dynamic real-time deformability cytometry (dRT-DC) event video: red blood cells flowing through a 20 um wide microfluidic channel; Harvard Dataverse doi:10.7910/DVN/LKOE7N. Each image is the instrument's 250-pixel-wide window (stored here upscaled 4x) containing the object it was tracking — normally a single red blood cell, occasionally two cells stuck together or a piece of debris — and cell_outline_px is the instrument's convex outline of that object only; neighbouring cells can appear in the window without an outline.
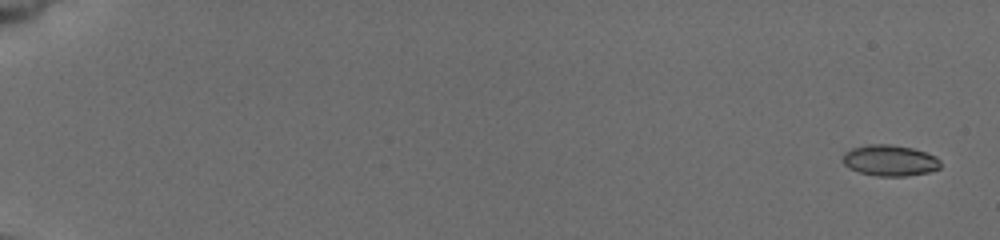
{"species": "common noctule bat (a hibernating species)", "species_latin": "Nyctalus noctula", "temperature_condition": "cold", "stored_images_in_passage": 55, "camera_frame_rate_fps": 3000, "um_per_image_px": 0.085, "animal": {"sex": "female", "body_mass_g": 19.5, "forearm_length_mm": 54.1}, "frame": {"image": 1, "passage_image": 1, "time_ms": 0.0, "image_size_px": [1000, 240], "cell_outline_px": [[940, 168], [928, 172], [904, 176], [876, 176], [860, 172], [848, 168], [840, 160], [844, 152], [852, 148], [868, 144], [892, 144], [912, 148], [936, 156], [940, 160]], "centroid_in_image_um": [75.6, 13.63], "position_along_channel_um": 9.4, "area_um2": 17.8}}
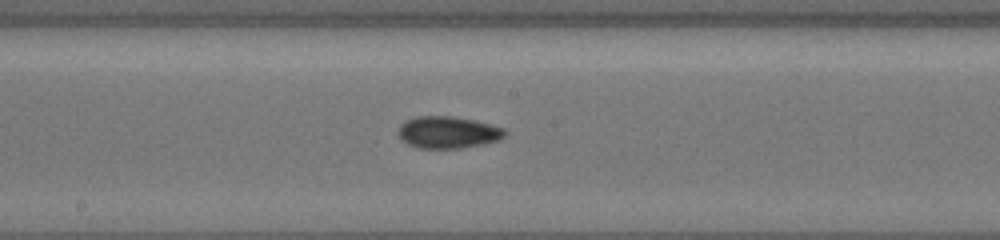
{"frame": {"image": 2, "passage_image": 32, "time_ms": 10.333, "image_size_px": [1000, 240], "cell_outline_px": [[508, 132], [500, 140], [484, 144], [460, 148], [416, 148], [400, 140], [396, 132], [400, 124], [404, 120], [416, 116], [452, 116], [472, 120], [504, 128]], "centroid_in_image_um": [38.02, 11.25], "position_along_channel_um": 210.2, "area_um2": 20.11}}
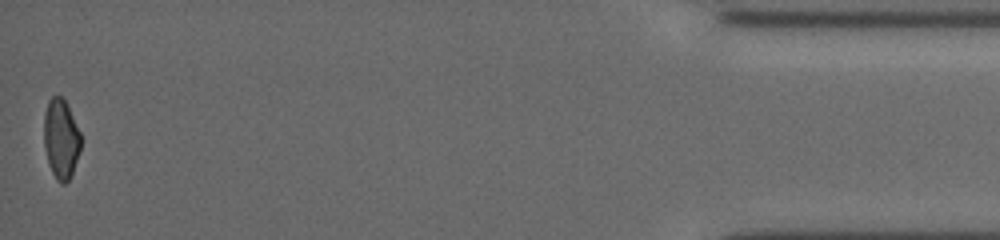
{"frame": {"image": 3, "passage_image": 55, "time_ms": 18.0, "image_size_px": [1000, 240], "cell_outline_px": [[80, 152], [72, 176], [64, 184], [60, 184], [56, 180], [48, 164], [44, 144], [44, 112], [48, 100], [52, 96], [60, 96], [64, 100], [80, 132]], "centroid_in_image_um": [5.17, 11.85], "position_along_channel_um": 430.0, "area_um2": 17.17}, "authors_computed_cell_mechanics": {"area_um2": 17.8602, "velocity_mm_per_s": 3.8518, "shape_relaxation_time_tau1_ms": 4.5817, "shape_relaxation_time_tau2_ms": 3.3299, "deformation_change_tau1": 0.1059, "deformation_change_tau2": 0.0785}}